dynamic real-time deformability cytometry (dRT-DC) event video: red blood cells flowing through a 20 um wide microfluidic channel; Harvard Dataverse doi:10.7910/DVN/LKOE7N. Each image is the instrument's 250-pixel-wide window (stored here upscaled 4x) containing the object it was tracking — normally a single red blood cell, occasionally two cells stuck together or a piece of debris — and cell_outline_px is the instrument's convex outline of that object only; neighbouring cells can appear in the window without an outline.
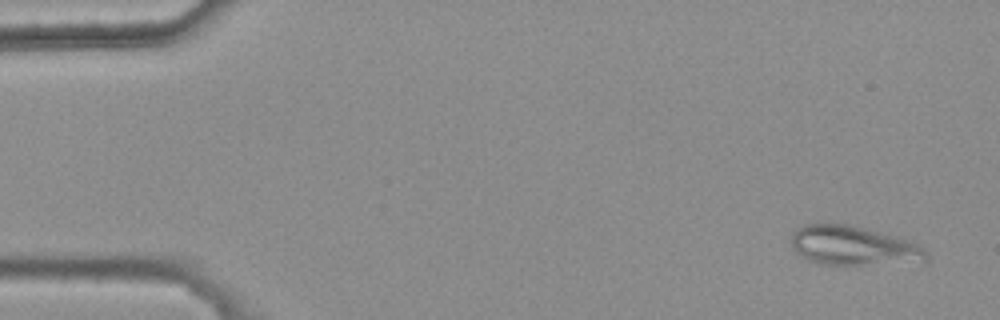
{"species": "common noctule bat (a hibernating species)", "species_latin": "Nyctalus noctula", "temperature_condition": "warm", "stored_images_in_passage": 4, "camera_frame_rate_fps": 3000, "um_per_image_px": 0.085, "animal": {"sex": "female", "body_mass_g": 25.1}, "frame": {"image": 1, "passage_image": 1, "time_ms": 0.0, "image_size_px": [1000, 320], "cell_outline_px": [[928, 256], [924, 260], [856, 264], [820, 264], [796, 252], [792, 248], [792, 236], [796, 228], [804, 224], [848, 224], [864, 228], [908, 240], [924, 248], [928, 252]], "centroid_in_image_um": [72.47, 20.86], "position_along_channel_um": 12.5, "area_um2": 29.88}}